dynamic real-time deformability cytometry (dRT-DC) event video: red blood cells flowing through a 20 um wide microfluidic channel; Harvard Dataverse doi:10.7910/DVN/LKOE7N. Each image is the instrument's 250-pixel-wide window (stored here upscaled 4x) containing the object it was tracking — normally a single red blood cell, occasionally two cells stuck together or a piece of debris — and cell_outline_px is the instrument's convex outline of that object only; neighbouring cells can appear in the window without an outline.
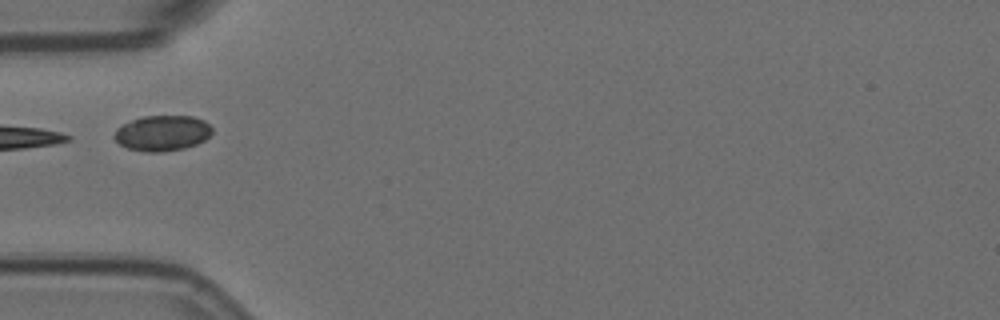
{"species": "Egyptian fruit bat (a non-hibernating species)", "species_latin": "Rousettus aegyptiacus", "temperature_condition": "room temperature", "stored_images_in_passage": 2, "camera_frame_rate_fps": 3000, "um_per_image_px": 0.085, "animal": {"sex": "female"}, "frame": {"image": 1, "passage_image": 2, "time_ms": 0.333, "image_size_px": [1000, 320], "cell_outline_px": [[212, 132], [204, 140], [196, 144], [184, 148], [160, 152], [148, 152], [128, 148], [120, 144], [112, 136], [116, 128], [132, 120], [144, 116], [192, 116], [204, 120], [212, 128]], "centroid_in_image_um": [13.79, 11.31], "position_along_channel_um": 71.2, "area_um2": 20.11}}